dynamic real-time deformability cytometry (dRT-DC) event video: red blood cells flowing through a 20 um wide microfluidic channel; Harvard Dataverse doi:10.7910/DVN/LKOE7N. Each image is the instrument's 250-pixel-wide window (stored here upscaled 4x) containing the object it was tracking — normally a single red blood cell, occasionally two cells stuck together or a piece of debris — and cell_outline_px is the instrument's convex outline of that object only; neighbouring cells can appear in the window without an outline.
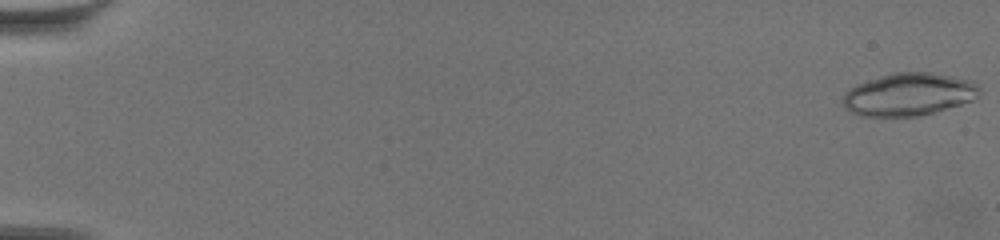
{"species": "common noctule bat (a hibernating species)", "species_latin": "Nyctalus noctula", "temperature_condition": "warm", "stored_images_in_passage": 26, "camera_frame_rate_fps": 3000, "um_per_image_px": 0.085, "animal": {"sex": "female", "body_mass_g": 19.5, "forearm_length_mm": 54.1}, "frame": {"image": 1, "passage_image": 1, "time_ms": 0.0, "image_size_px": [1000, 240], "cell_outline_px": [[980, 92], [972, 100], [960, 104], [920, 116], [860, 116], [844, 108], [840, 104], [844, 92], [848, 88], [856, 84], [892, 72], [932, 72], [952, 76], [968, 80], [976, 84], [980, 88]], "centroid_in_image_um": [77.17, 8.02], "position_along_channel_um": 7.8, "area_um2": 34.04}}